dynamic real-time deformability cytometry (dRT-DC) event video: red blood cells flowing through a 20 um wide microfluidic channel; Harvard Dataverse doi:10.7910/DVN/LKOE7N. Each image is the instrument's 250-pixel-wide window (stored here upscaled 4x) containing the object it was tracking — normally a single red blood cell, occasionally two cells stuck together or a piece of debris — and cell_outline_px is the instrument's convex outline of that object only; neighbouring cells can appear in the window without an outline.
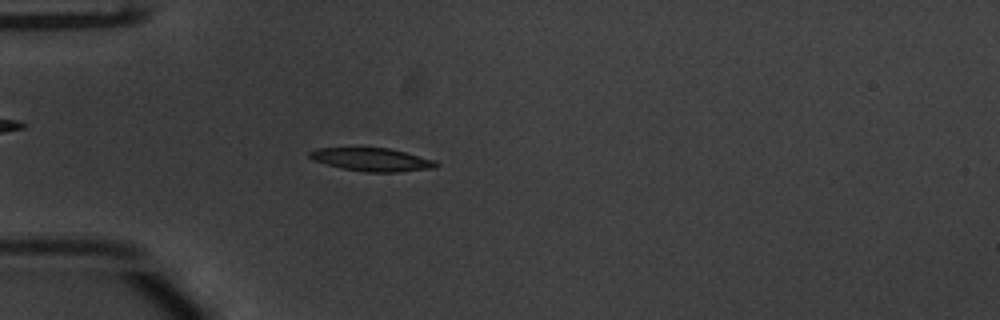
{"species": "common noctule bat (a hibernating species)", "species_latin": "Nyctalus noctula", "temperature_condition": "warm", "stored_images_in_passage": 52, "camera_frame_rate_fps": 3000, "um_per_image_px": 0.085, "animal": {"sex": "male", "body_mass_g": 20.1, "forearm_length_mm": 53.5}, "frame": {"image": 1, "passage_image": 15, "time_ms": 4.667, "image_size_px": [1000, 320], "cell_outline_px": [[440, 164], [436, 168], [396, 172], [364, 172], [344, 168], [312, 160], [308, 156], [308, 152], [316, 148], [388, 148], [436, 160]], "centroid_in_image_um": [31.64, 13.56], "position_along_channel_um": 53.4, "area_um2": 16.99}}
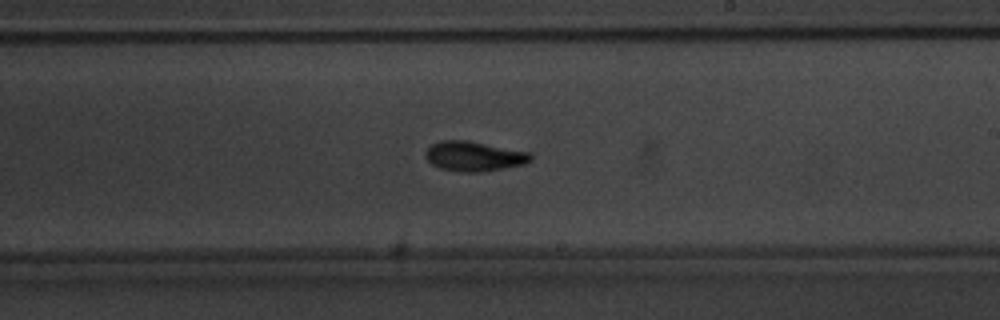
{"frame": {"image": 2, "passage_image": 31, "time_ms": 10.0, "image_size_px": [1000, 320], "cell_outline_px": [[532, 160], [524, 164], [480, 172], [464, 172], [440, 168], [432, 164], [424, 156], [424, 152], [432, 144], [440, 140], [468, 140], [532, 152]], "centroid_in_image_um": [40.3, 13.26], "position_along_channel_um": 248.7, "area_um2": 18.38}}
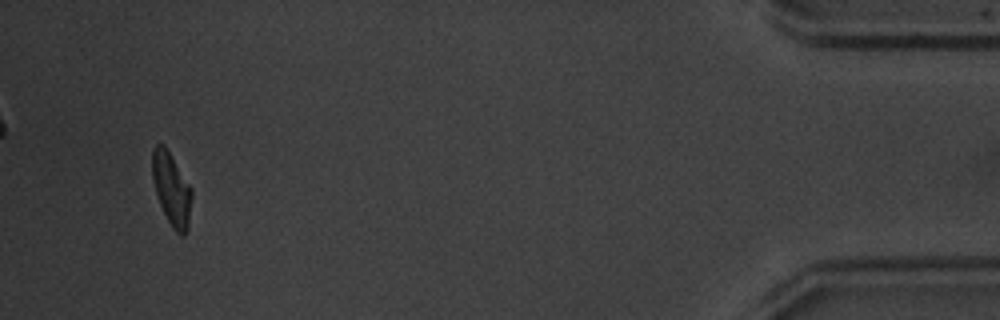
{"frame": {"image": 3, "passage_image": 50, "time_ms": 16.333, "image_size_px": [1000, 320], "cell_outline_px": [[192, 196], [188, 228], [184, 236], [180, 236], [172, 228], [160, 204], [156, 192], [152, 176], [152, 148], [156, 144], [164, 144], [192, 188]], "centroid_in_image_um": [14.59, 16.07], "position_along_channel_um": 420.6, "area_um2": 16.7}, "authors_computed_cell_mechanics": {"area_um2": 16.9643, "velocity_mm_per_s": 3.8489, "shape_relaxation_time_tau1_ms": 2.3872, "shape_relaxation_time_tau2_ms": 3.8774, "deformation_change_tau1": 0.1446, "deformation_change_tau2": 0.0986}}